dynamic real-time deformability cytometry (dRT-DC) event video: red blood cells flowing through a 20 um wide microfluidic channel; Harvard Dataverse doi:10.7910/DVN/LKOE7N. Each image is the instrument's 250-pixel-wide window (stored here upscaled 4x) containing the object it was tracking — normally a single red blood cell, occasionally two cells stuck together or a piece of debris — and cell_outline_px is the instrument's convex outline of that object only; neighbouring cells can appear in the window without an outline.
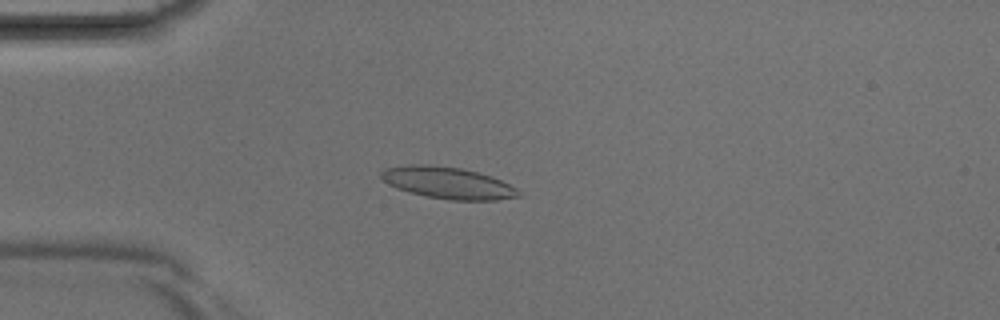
{"species": "Egyptian fruit bat (a non-hibernating species)", "species_latin": "Rousettus aegyptiacus", "temperature_condition": "room temperature", "stored_images_in_passage": 37, "camera_frame_rate_fps": 3000, "um_per_image_px": 0.085, "animal": {"sex": "male"}, "frame": {"image": 1, "passage_image": 7, "time_ms": 2.0, "image_size_px": [1000, 320], "cell_outline_px": [[524, 196], [496, 200], [448, 200], [408, 192], [396, 188], [388, 184], [380, 176], [380, 172], [384, 168], [412, 164], [428, 164], [460, 168], [492, 176], [516, 188]], "centroid_in_image_um": [38.06, 15.54], "position_along_channel_um": 46.9, "area_um2": 25.43}}
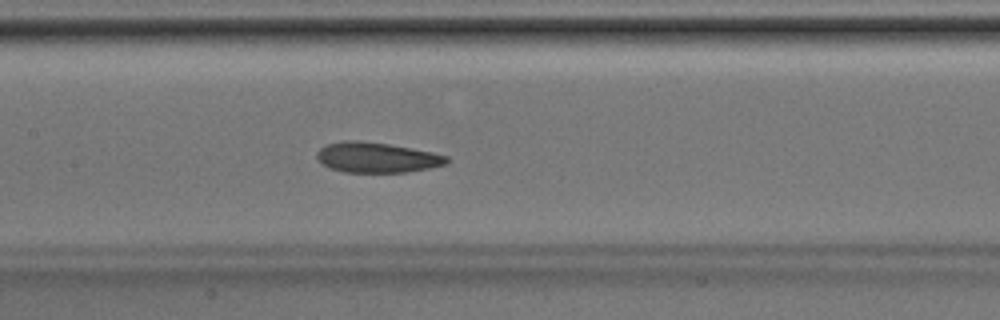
{"frame": {"image": 2, "passage_image": 16, "time_ms": 5.0, "image_size_px": [1000, 320], "cell_outline_px": [[448, 160], [444, 164], [428, 168], [404, 172], [344, 172], [320, 164], [316, 156], [316, 152], [320, 148], [328, 144], [344, 140], [360, 140], [388, 144], [412, 148], [432, 152], [448, 156]], "centroid_in_image_um": [31.98, 13.38], "position_along_channel_um": 175.4, "area_um2": 22.77}}
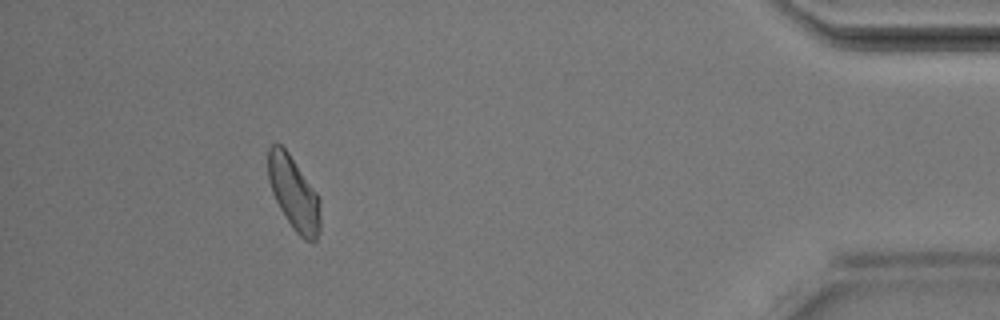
{"frame": {"image": 3, "passage_image": 34, "time_ms": 11.0, "image_size_px": [1000, 320], "cell_outline_px": [[320, 228], [316, 240], [312, 244], [304, 240], [292, 228], [280, 208], [272, 192], [268, 180], [268, 148], [276, 140], [288, 152], [320, 196]], "centroid_in_image_um": [24.99, 16.43], "position_along_channel_um": 410.2, "area_um2": 22.66}}